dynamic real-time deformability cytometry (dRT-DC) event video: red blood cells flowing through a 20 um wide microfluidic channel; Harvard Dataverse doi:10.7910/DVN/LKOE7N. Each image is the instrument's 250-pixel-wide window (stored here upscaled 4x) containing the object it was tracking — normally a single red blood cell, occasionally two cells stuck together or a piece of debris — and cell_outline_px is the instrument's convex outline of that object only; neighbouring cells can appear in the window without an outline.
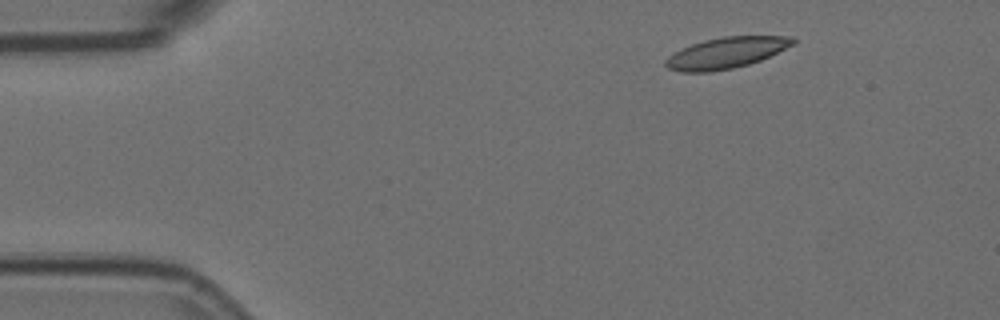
{"species": "Egyptian fruit bat (a non-hibernating species)", "species_latin": "Rousettus aegyptiacus", "temperature_condition": "room temperature", "stored_images_in_passage": 3, "camera_frame_rate_fps": 3000, "um_per_image_px": 0.085, "animal": {"sex": "female"}, "frame": {"image": 1, "passage_image": 1, "time_ms": 0.0, "image_size_px": [1000, 320], "cell_outline_px": [[796, 44], [760, 60], [748, 64], [732, 68], [708, 72], [680, 72], [668, 68], [664, 64], [664, 60], [668, 56], [680, 48], [704, 40], [724, 36], [792, 36], [796, 40]], "centroid_in_image_um": [61.71, 4.48], "position_along_channel_um": 23.3, "area_um2": 23.12}}
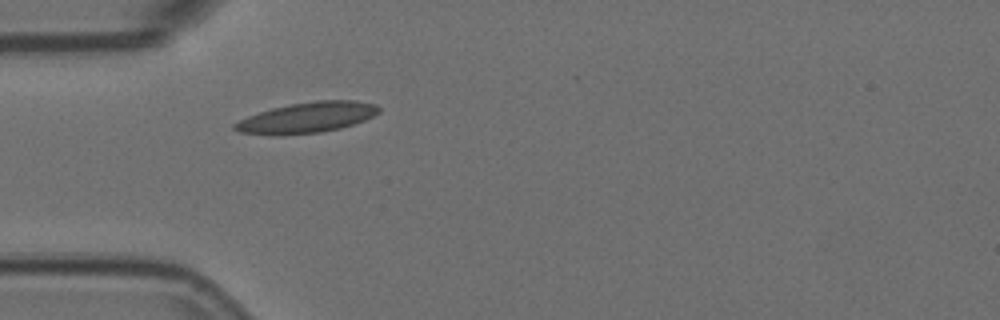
{"frame": {"image": 2, "passage_image": 3, "time_ms": 0.667, "image_size_px": [1000, 320], "cell_outline_px": [[380, 112], [364, 120], [340, 128], [320, 132], [280, 136], [276, 136], [240, 132], [232, 128], [232, 124], [248, 116], [272, 108], [288, 104], [316, 100], [356, 100], [376, 104], [380, 108]], "centroid_in_image_um": [26.08, 9.99], "position_along_channel_um": 58.9, "area_um2": 25.84}}